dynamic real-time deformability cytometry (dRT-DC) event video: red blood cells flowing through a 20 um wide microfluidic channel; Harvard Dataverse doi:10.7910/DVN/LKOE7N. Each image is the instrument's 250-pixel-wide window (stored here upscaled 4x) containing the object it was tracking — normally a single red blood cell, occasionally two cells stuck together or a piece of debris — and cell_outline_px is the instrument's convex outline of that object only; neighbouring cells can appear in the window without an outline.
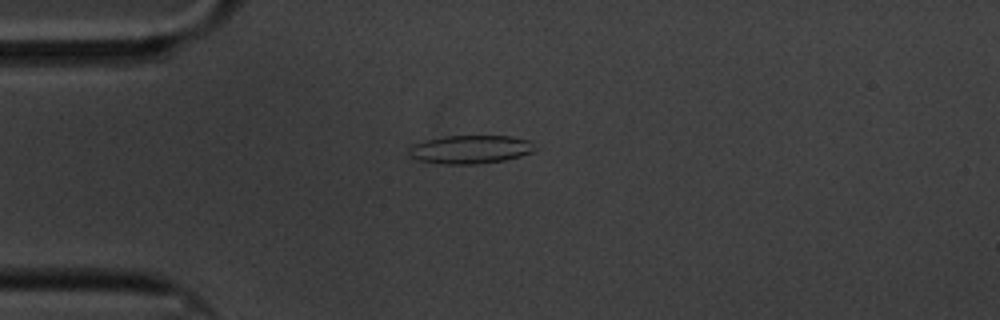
{"species": "common noctule bat (a hibernating species)", "species_latin": "Nyctalus noctula", "temperature_condition": "cold", "stored_images_in_passage": 60, "camera_frame_rate_fps": 3000, "um_per_image_px": 0.085, "animal": {"sex": "male", "body_mass_g": 20.1, "forearm_length_mm": 53.5}, "frame": {"image": 1, "passage_image": 15, "time_ms": 4.667, "image_size_px": [1000, 320], "cell_outline_px": [[536, 148], [532, 152], [520, 156], [504, 160], [472, 164], [444, 164], [420, 160], [408, 156], [408, 148], [412, 144], [444, 136], [508, 136], [532, 140]], "centroid_in_image_um": [39.98, 12.69], "position_along_channel_um": 45.0, "area_um2": 20.81}}
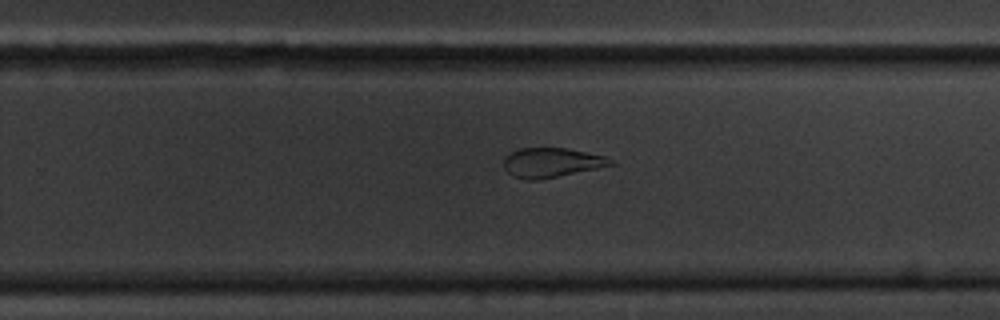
{"frame": {"image": 2, "passage_image": 38, "time_ms": 12.333, "image_size_px": [1000, 320], "cell_outline_px": [[616, 164], [536, 180], [528, 180], [512, 176], [504, 168], [504, 160], [512, 152], [520, 148], [564, 148], [604, 156], [612, 160]], "centroid_in_image_um": [46.85, 13.82], "position_along_channel_um": 282.9, "area_um2": 17.86}}
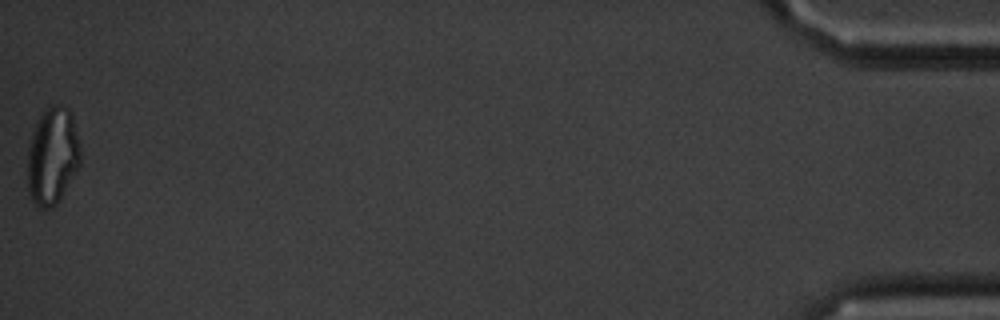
{"frame": {"image": 3, "passage_image": 60, "time_ms": 19.667, "image_size_px": [1000, 320], "cell_outline_px": [[80, 164], [60, 200], [52, 208], [40, 208], [32, 200], [28, 192], [28, 144], [32, 128], [36, 120], [44, 108], [52, 104], [60, 104], [68, 108], [72, 112], [80, 148]], "centroid_in_image_um": [4.45, 13.21], "position_along_channel_um": 430.8, "area_um2": 30.52}, "authors_computed_cell_mechanics": {"area_um2": 20.8658, "velocity_mm_per_s": 3.3305, "shape_relaxation_time_tau1_ms": null, "shape_relaxation_time_tau2_ms": 2.847, "deformation_change_tau1": null, "deformation_change_tau2": 0.095}}